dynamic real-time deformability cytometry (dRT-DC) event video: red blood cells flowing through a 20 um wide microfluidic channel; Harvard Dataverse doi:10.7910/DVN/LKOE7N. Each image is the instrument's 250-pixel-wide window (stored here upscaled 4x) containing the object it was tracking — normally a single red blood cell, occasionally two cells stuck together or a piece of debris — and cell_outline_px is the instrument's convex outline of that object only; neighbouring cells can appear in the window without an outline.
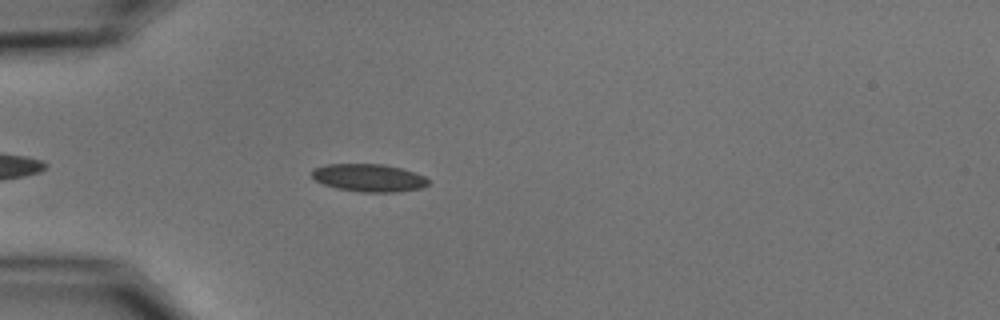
{"species": "common noctule bat (a hibernating species)", "species_latin": "Nyctalus noctula", "temperature_condition": "cold", "stored_images_in_passage": 30, "camera_frame_rate_fps": 3000, "um_per_image_px": 0.085, "animal": {"sex": "male", "body_mass_g": 15.6}, "frame": {"image": 1, "passage_image": 6, "time_ms": 1.667, "image_size_px": [1000, 320], "cell_outline_px": [[428, 184], [420, 188], [400, 192], [360, 192], [336, 188], [324, 184], [316, 180], [312, 176], [312, 168], [328, 164], [384, 164], [416, 172], [424, 176], [428, 180]], "centroid_in_image_um": [31.35, 15.11], "position_along_channel_um": 53.6, "area_um2": 18.84}}
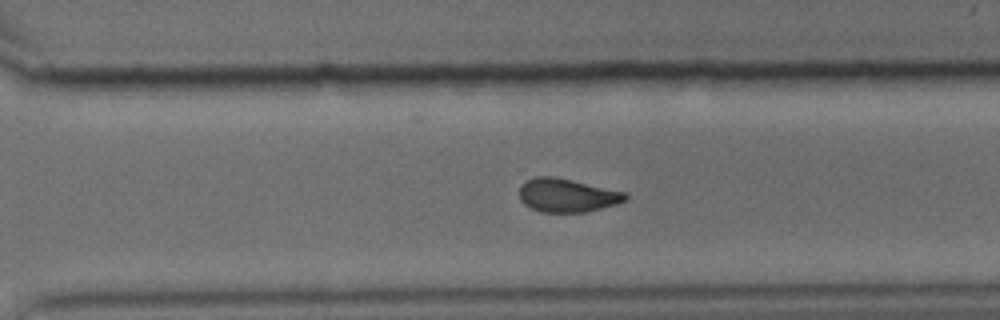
{"frame": {"image": 2, "passage_image": 25, "time_ms": 8.0, "image_size_px": [1000, 320], "cell_outline_px": [[628, 196], [624, 200], [616, 204], [584, 212], [540, 212], [524, 204], [520, 200], [520, 188], [528, 180], [536, 176], [556, 176], [624, 192]], "centroid_in_image_um": [48.18, 16.6], "position_along_channel_um": 322.4, "area_um2": 20.4}}
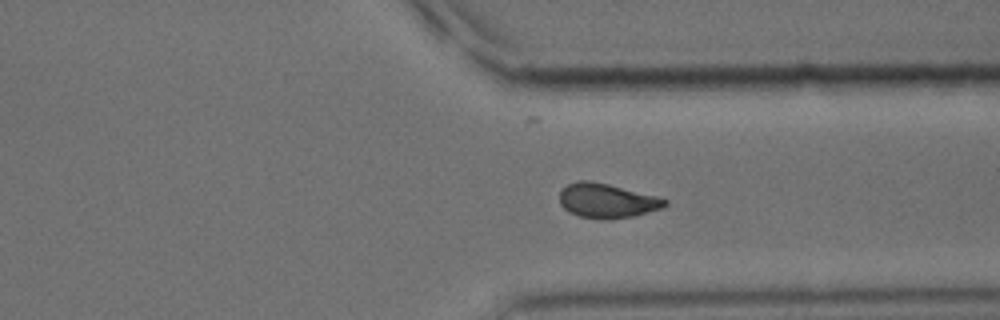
{"frame": {"image": 3, "passage_image": 28, "time_ms": 9.0, "image_size_px": [1000, 320], "cell_outline_px": [[668, 204], [660, 208], [632, 216], [604, 220], [580, 216], [568, 212], [560, 204], [560, 192], [568, 184], [576, 180], [588, 180], [608, 184], [656, 196], [668, 200]], "centroid_in_image_um": [51.55, 17.06], "position_along_channel_um": 359.8, "area_um2": 20.92}}